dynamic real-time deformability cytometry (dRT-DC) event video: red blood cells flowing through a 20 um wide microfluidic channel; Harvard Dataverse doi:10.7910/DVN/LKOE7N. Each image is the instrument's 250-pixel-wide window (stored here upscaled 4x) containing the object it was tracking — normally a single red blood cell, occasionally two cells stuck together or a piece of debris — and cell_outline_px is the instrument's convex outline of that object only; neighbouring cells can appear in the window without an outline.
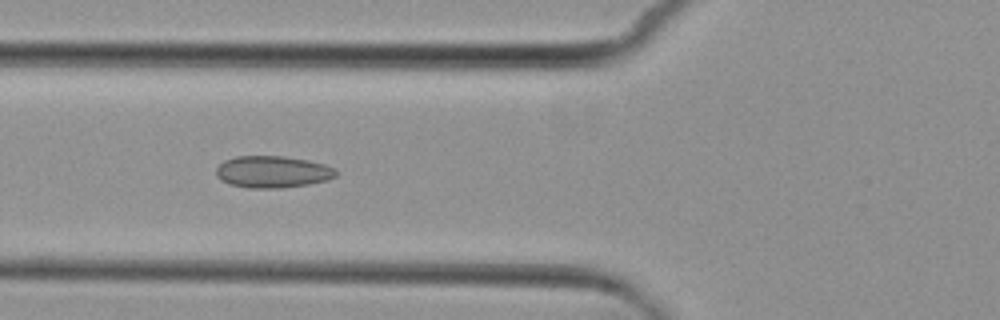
{"species": "common noctule bat (a hibernating species)", "species_latin": "Nyctalus noctula", "temperature_condition": "cold", "stored_images_in_passage": 6, "camera_frame_rate_fps": 3000, "um_per_image_px": 0.085, "animal": {"sex": "female", "body_mass_g": 29.2, "forearm_length_mm": 56.3}, "frame": {"image": 1, "passage_image": 5, "time_ms": 4.667, "image_size_px": [1000, 320], "cell_outline_px": [[336, 176], [328, 180], [308, 184], [280, 188], [248, 188], [228, 184], [220, 180], [216, 176], [216, 168], [224, 160], [236, 156], [284, 156], [308, 160], [324, 164], [336, 168]], "centroid_in_image_um": [23.15, 14.61], "position_along_channel_um": 102.6, "area_um2": 22.43}}
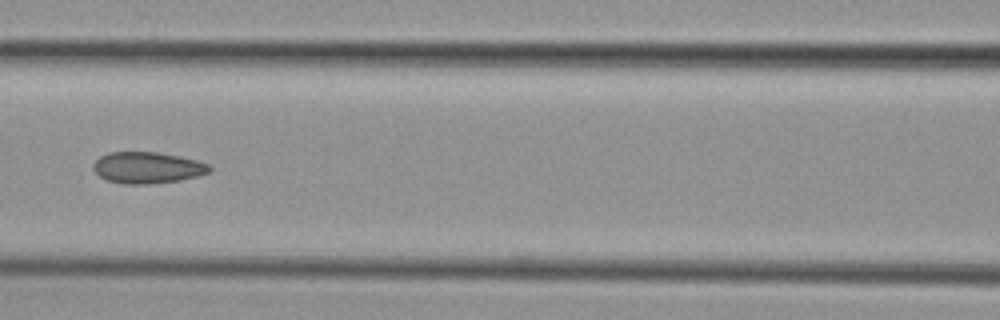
{"frame": {"image": 2, "passage_image": 6, "time_ms": 6.0, "image_size_px": [1000, 320], "cell_outline_px": [[212, 168], [208, 172], [196, 176], [180, 180], [148, 184], [124, 184], [104, 180], [92, 168], [92, 164], [100, 156], [108, 152], [156, 152], [180, 156], [196, 160], [208, 164]], "centroid_in_image_um": [12.49, 14.25], "position_along_channel_um": 154.1, "area_um2": 21.27}}